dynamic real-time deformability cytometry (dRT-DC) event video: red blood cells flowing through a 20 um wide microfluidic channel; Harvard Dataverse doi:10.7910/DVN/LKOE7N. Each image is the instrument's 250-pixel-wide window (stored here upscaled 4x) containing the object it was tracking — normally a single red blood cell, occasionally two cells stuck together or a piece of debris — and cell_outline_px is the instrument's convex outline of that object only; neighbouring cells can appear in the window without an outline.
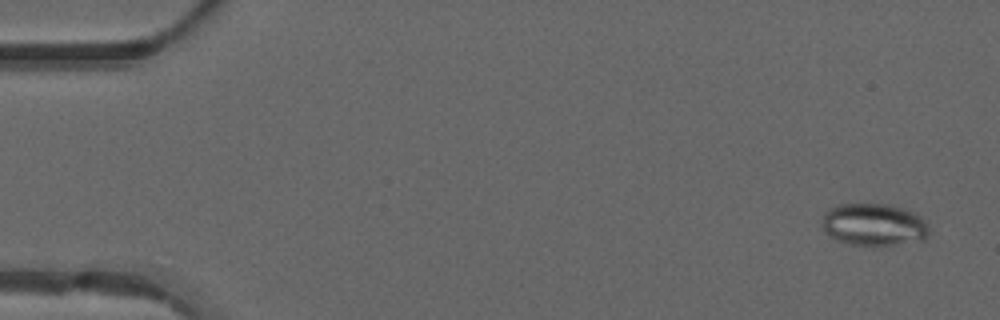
{"species": "common noctule bat (a hibernating species)", "species_latin": "Nyctalus noctula", "temperature_condition": "warm", "stored_images_in_passage": 50, "camera_frame_rate_fps": 3000, "um_per_image_px": 0.085, "animal": {"sex": "male", "forearm_length_mm": 52.5}, "frame": {"image": 1, "passage_image": 3, "time_ms": 0.667, "image_size_px": [1000, 320], "cell_outline_px": [[928, 236], [924, 240], [880, 248], [872, 248], [848, 244], [836, 240], [824, 232], [820, 224], [824, 212], [828, 208], [836, 204], [884, 204], [900, 208], [912, 212], [920, 216], [928, 224]], "centroid_in_image_um": [74.23, 19.14], "position_along_channel_um": 10.8, "area_um2": 27.34}}
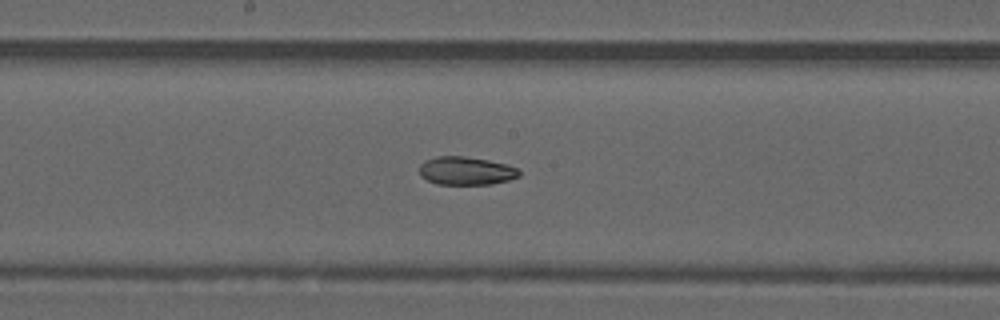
{"frame": {"image": 2, "passage_image": 27, "time_ms": 8.667, "image_size_px": [1000, 320], "cell_outline_px": [[520, 176], [508, 180], [492, 184], [436, 184], [420, 176], [420, 164], [424, 160], [436, 156], [464, 156], [488, 160], [520, 168]], "centroid_in_image_um": [39.61, 14.51], "position_along_channel_um": 208.6, "area_um2": 16.47}}
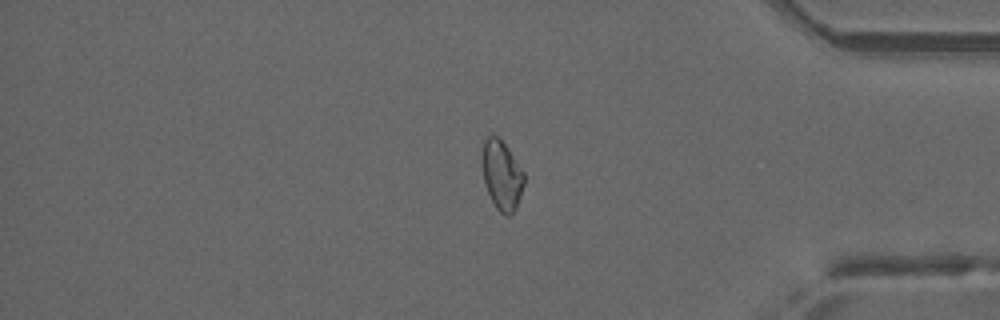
{"frame": {"image": 3, "passage_image": 42, "time_ms": 13.667, "image_size_px": [1000, 320], "cell_outline_px": [[524, 184], [516, 208], [508, 216], [504, 216], [496, 208], [488, 192], [484, 180], [480, 160], [480, 156], [484, 140], [488, 136], [496, 136], [508, 148], [524, 172]], "centroid_in_image_um": [42.63, 14.88], "position_along_channel_um": 392.6, "area_um2": 16.99}, "authors_computed_cell_mechanics": {"area_um2": 18.4382, "velocity_mm_per_s": 4.1725, "shape_relaxation_time_tau1_ms": null, "shape_relaxation_time_tau2_ms": 8.9624, "deformation_change_tau1": null, "deformation_change_tau2": 0.1449}}